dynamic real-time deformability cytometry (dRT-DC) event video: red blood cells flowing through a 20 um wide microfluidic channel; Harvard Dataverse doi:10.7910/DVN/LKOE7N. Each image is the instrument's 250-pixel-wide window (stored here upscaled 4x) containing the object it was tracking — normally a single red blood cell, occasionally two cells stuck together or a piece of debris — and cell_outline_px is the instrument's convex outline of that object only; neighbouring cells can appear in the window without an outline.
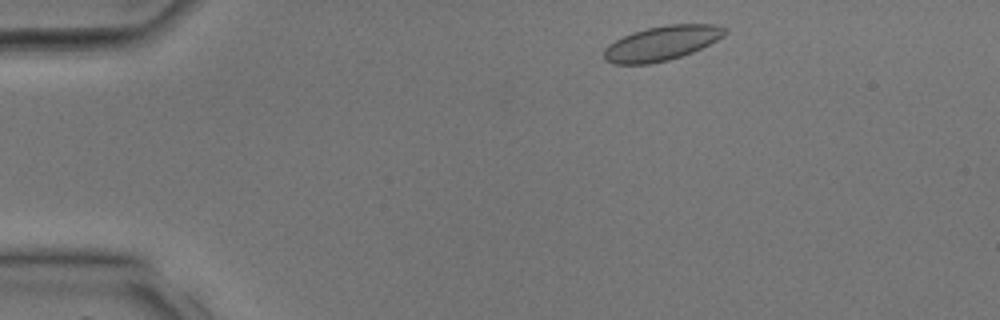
{"species": "common noctule bat (a hibernating species)", "species_latin": "Nyctalus noctula", "temperature_condition": "room temperature", "stored_images_in_passage": 2, "camera_frame_rate_fps": 3000, "um_per_image_px": 0.085, "animal": {"sex": "male", "body_mass_g": 17.9, "forearm_length_mm": 54.2}, "frame": {"image": 1, "passage_image": 2, "time_ms": 0.333, "image_size_px": [1000, 320], "cell_outline_px": [[728, 32], [724, 36], [692, 52], [668, 60], [648, 64], [612, 64], [604, 60], [604, 48], [608, 44], [632, 32], [648, 28], [668, 24], [716, 24], [728, 28]], "centroid_in_image_um": [56.25, 3.67], "position_along_channel_um": 28.8, "area_um2": 24.33}}